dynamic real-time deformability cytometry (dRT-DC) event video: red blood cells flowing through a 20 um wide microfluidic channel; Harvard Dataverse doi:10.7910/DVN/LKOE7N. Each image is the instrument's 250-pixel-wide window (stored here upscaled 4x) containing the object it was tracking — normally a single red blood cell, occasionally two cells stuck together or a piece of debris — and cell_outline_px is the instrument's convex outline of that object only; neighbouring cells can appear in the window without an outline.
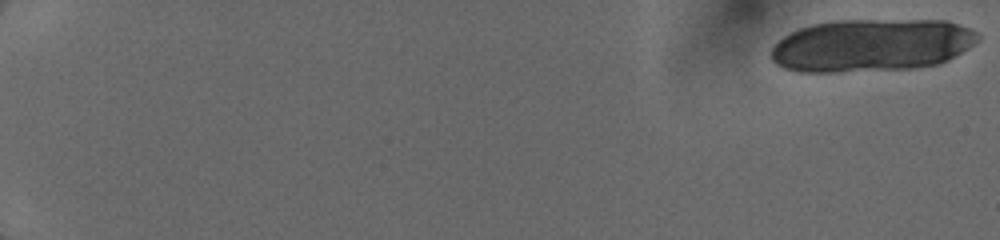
{"species": "human", "species_latin": "Homo sapiens", "temperature_condition": "cold", "stored_images_in_passage": 21, "camera_frame_rate_fps": 3000, "um_per_image_px": 0.085, "donor": {"sex": "female"}, "frame": {"image": 1, "passage_image": 1, "time_ms": 0.0, "image_size_px": [1000, 240], "cell_outline_px": [[980, 40], [968, 48], [948, 60], [936, 64], [916, 68], [836, 72], [800, 72], [784, 68], [776, 64], [772, 60], [768, 52], [772, 44], [784, 36], [800, 28], [812, 24], [840, 20], [944, 20], [980, 32]], "centroid_in_image_um": [74.05, 3.85], "position_along_channel_um": 11.0, "area_um2": 63.98}}
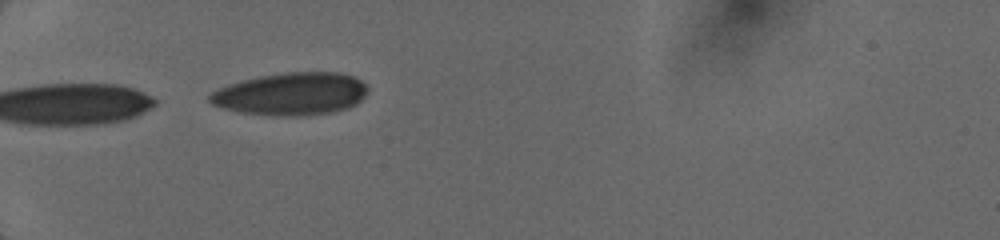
{"frame": {"image": 2, "passage_image": 19, "time_ms": 6.333, "image_size_px": [1000, 240], "cell_outline_px": [[368, 92], [356, 104], [348, 108], [332, 112], [300, 116], [276, 116], [240, 112], [220, 108], [212, 104], [208, 100], [208, 96], [212, 92], [228, 84], [260, 76], [288, 72], [340, 72], [352, 76], [360, 80], [368, 88]], "centroid_in_image_um": [24.74, 7.99], "position_along_channel_um": 60.3, "area_um2": 39.25}}